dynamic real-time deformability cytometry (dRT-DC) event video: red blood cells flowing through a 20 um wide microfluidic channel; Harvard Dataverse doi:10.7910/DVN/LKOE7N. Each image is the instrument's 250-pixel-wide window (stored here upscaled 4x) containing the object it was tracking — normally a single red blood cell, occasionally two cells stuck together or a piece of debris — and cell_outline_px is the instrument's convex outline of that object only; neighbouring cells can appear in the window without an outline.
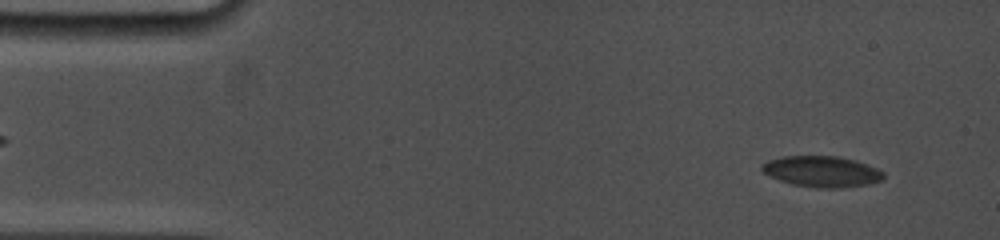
{"species": "common noctule bat (a hibernating species)", "species_latin": "Nyctalus noctula", "temperature_condition": "cold", "stored_images_in_passage": 22, "camera_frame_rate_fps": 5000, "um_per_image_px": 0.085, "animal": {"sex": "female", "body_mass_g": 19.0, "forearm_length_mm": 53.3}, "frame": {"image": 1, "passage_image": 2, "time_ms": 0.4, "image_size_px": [1000, 240], "cell_outline_px": [[884, 180], [868, 184], [840, 188], [816, 188], [792, 184], [780, 180], [764, 172], [760, 168], [760, 164], [768, 160], [784, 156], [836, 156], [856, 160], [876, 168], [884, 172]], "centroid_in_image_um": [69.87, 14.58], "position_along_channel_um": 15.1, "area_um2": 21.96}}
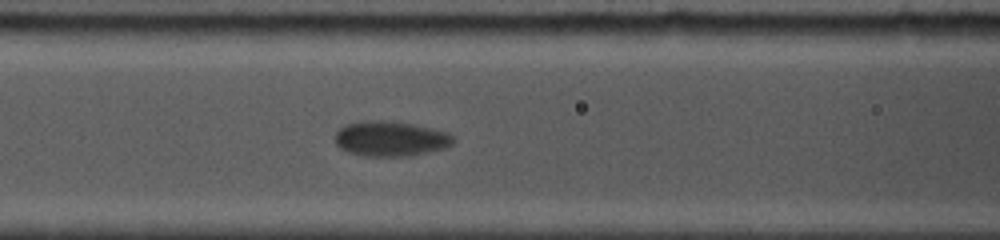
{"frame": {"image": 2, "passage_image": 14, "time_ms": 6.4, "image_size_px": [1000, 240], "cell_outline_px": [[456, 140], [452, 144], [444, 148], [428, 152], [408, 156], [364, 156], [348, 152], [340, 148], [336, 144], [336, 132], [344, 124], [368, 120], [380, 120], [412, 124], [432, 128], [448, 132]], "centroid_in_image_um": [33.19, 11.79], "position_along_channel_um": 133.4, "area_um2": 24.16}}
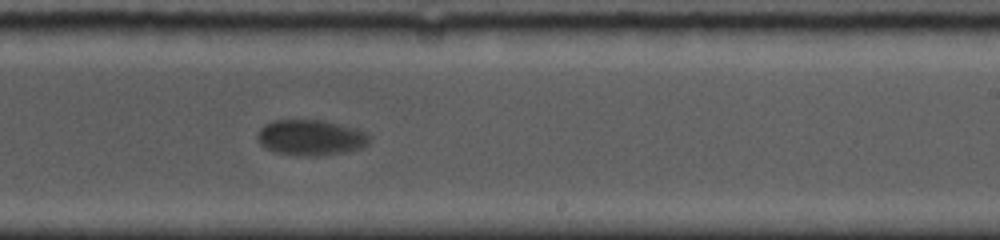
{"frame": {"image": 3, "passage_image": 22, "time_ms": 10.0, "image_size_px": [1000, 240], "cell_outline_px": [[372, 136], [368, 144], [360, 148], [344, 152], [316, 156], [304, 156], [276, 152], [264, 148], [260, 144], [256, 136], [260, 128], [264, 124], [272, 120], [324, 120], [356, 128]], "centroid_in_image_um": [26.4, 11.68], "position_along_channel_um": 262.6, "area_um2": 23.41}}